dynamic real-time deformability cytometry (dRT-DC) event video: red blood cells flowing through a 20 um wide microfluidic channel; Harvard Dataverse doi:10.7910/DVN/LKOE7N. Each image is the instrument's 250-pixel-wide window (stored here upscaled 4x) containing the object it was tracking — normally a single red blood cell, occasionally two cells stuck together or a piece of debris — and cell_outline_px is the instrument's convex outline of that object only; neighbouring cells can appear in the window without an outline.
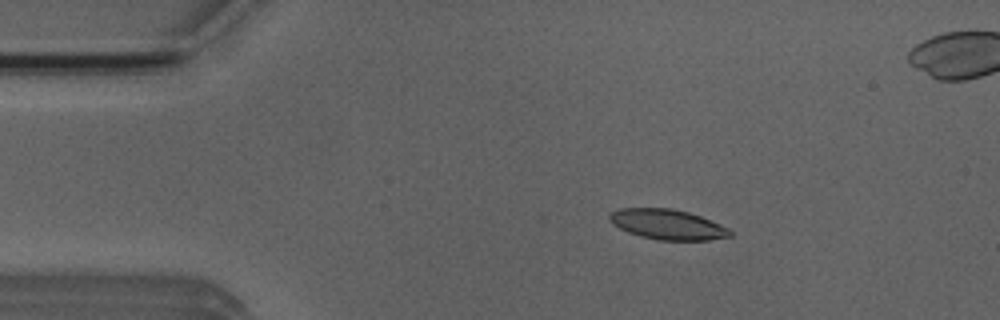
{"species": "Egyptian fruit bat (a non-hibernating species)", "species_latin": "Rousettus aegyptiacus", "temperature_condition": "room temperature", "stored_images_in_passage": 6, "camera_frame_rate_fps": 3000, "um_per_image_px": 0.085, "animal": {"sex": "male"}, "frame": {"image": 1, "passage_image": 3, "time_ms": 2.333, "image_size_px": [1000, 320], "cell_outline_px": [[732, 236], [708, 240], [660, 240], [640, 236], [628, 232], [612, 224], [608, 220], [608, 216], [612, 212], [620, 208], [672, 208], [688, 212], [700, 216], [720, 224], [728, 228], [732, 232]], "centroid_in_image_um": [56.73, 19.07], "position_along_channel_um": 28.3, "area_um2": 21.15}}